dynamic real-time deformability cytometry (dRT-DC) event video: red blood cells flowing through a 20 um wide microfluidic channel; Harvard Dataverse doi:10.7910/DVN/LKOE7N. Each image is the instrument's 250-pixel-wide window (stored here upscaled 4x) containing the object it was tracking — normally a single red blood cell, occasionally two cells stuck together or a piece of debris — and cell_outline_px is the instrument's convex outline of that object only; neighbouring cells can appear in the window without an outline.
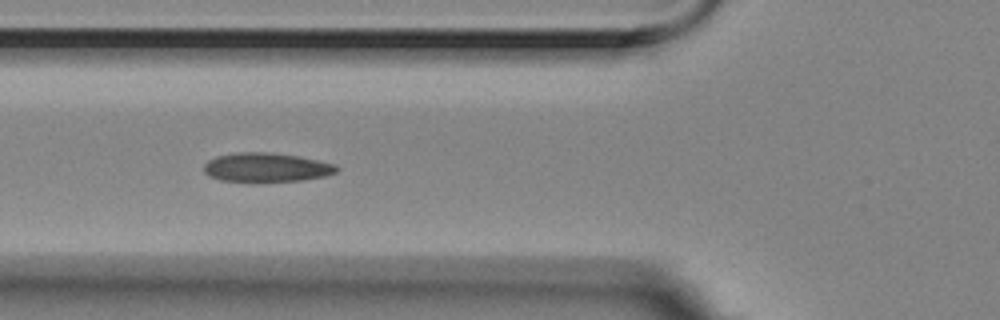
{"species": "Egyptian fruit bat (a non-hibernating species)", "species_latin": "Rousettus aegyptiacus", "temperature_condition": "room temperature", "stored_images_in_passage": 7, "camera_frame_rate_fps": 3000, "um_per_image_px": 0.085, "animal": {"sex": "female"}, "frame": {"image": 1, "passage_image": 4, "time_ms": 1.0, "image_size_px": [1000, 320], "cell_outline_px": [[340, 168], [336, 172], [324, 176], [300, 180], [252, 184], [220, 180], [208, 176], [204, 172], [204, 164], [208, 160], [216, 156], [236, 152], [268, 152], [296, 156], [336, 164]], "centroid_in_image_um": [22.58, 14.26], "position_along_channel_um": 103.2, "area_um2": 23.12}}
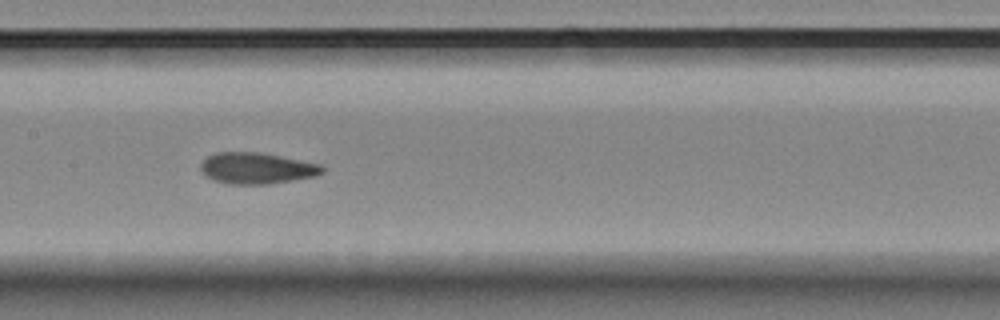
{"frame": {"image": 2, "passage_image": 6, "time_ms": 1.667, "image_size_px": [1000, 320], "cell_outline_px": [[324, 172], [316, 176], [268, 184], [228, 184], [216, 180], [208, 176], [200, 168], [200, 164], [208, 156], [216, 152], [260, 152], [320, 164], [324, 168]], "centroid_in_image_um": [21.84, 14.29], "position_along_channel_um": 185.6, "area_um2": 21.91}}
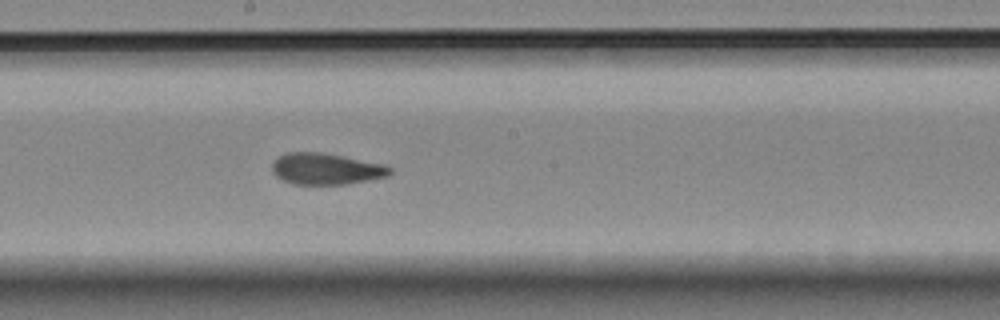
{"frame": {"image": 3, "passage_image": 7, "time_ms": 2.0, "image_size_px": [1000, 320], "cell_outline_px": [[392, 172], [388, 176], [348, 184], [292, 184], [276, 176], [272, 172], [272, 164], [276, 156], [288, 152], [324, 152], [384, 164], [392, 168]], "centroid_in_image_um": [27.7, 14.34], "position_along_channel_um": 220.5, "area_um2": 21.73}}